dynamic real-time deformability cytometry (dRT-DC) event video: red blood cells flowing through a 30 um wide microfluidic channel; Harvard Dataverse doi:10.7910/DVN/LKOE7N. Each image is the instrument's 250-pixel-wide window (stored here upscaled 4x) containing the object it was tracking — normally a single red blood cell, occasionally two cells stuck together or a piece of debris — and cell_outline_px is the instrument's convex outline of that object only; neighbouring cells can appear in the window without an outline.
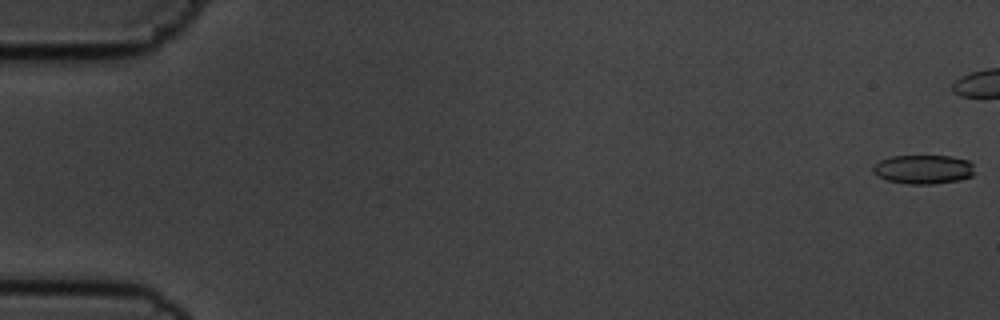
{"species": "common noctule bat (a hibernating species)", "species_latin": "Nyctalus noctula", "temperature_condition": "cold", "stored_images_in_passage": 45, "camera_frame_rate_fps": 3000, "um_per_image_px": 0.085, "animal": {"sex": "male", "body_mass_g": 19.5, "forearm_length_mm": 54.6}, "frame": {"image": 1, "passage_image": 1, "time_ms": 0.0, "image_size_px": [1000, 320], "cell_outline_px": [[972, 176], [960, 180], [932, 184], [908, 184], [888, 180], [876, 176], [872, 172], [872, 168], [880, 160], [892, 156], [952, 156], [968, 160], [972, 164]], "centroid_in_image_um": [78.46, 14.39], "position_along_channel_um": 6.5, "area_um2": 17.17}}
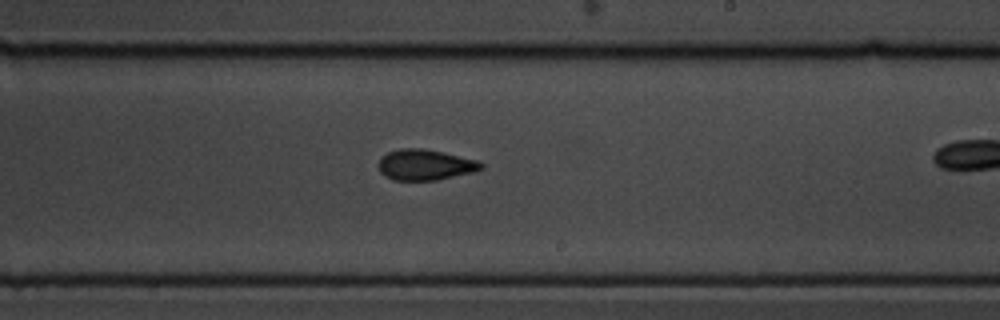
{"frame": {"image": 2, "passage_image": 34, "time_ms": 11.0, "image_size_px": [1000, 320], "cell_outline_px": [[484, 168], [476, 172], [436, 180], [392, 180], [384, 176], [380, 172], [376, 164], [380, 156], [388, 152], [400, 148], [420, 148], [480, 160], [484, 164]], "centroid_in_image_um": [36.12, 14.01], "position_along_channel_um": 252.9, "area_um2": 18.73}}
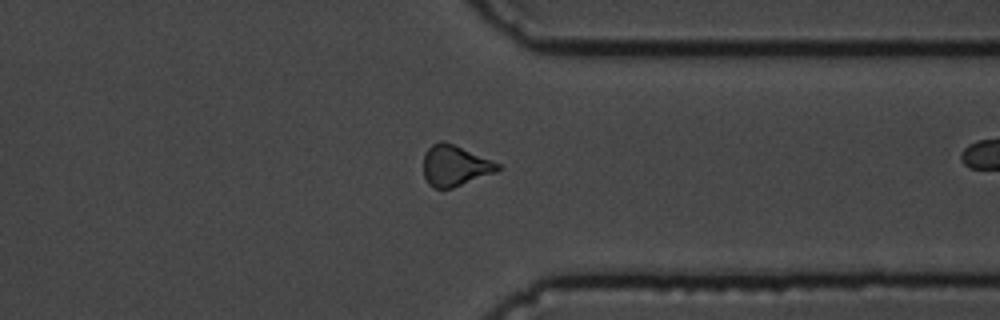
{"frame": {"image": 3, "passage_image": 44, "time_ms": 14.333, "image_size_px": [1000, 320], "cell_outline_px": [[504, 168], [496, 172], [452, 188], [436, 188], [428, 184], [424, 176], [424, 152], [432, 144], [440, 140], [444, 140], [492, 160], [500, 164]], "centroid_in_image_um": [38.68, 14.07], "position_along_channel_um": 372.7, "area_um2": 17.74}}